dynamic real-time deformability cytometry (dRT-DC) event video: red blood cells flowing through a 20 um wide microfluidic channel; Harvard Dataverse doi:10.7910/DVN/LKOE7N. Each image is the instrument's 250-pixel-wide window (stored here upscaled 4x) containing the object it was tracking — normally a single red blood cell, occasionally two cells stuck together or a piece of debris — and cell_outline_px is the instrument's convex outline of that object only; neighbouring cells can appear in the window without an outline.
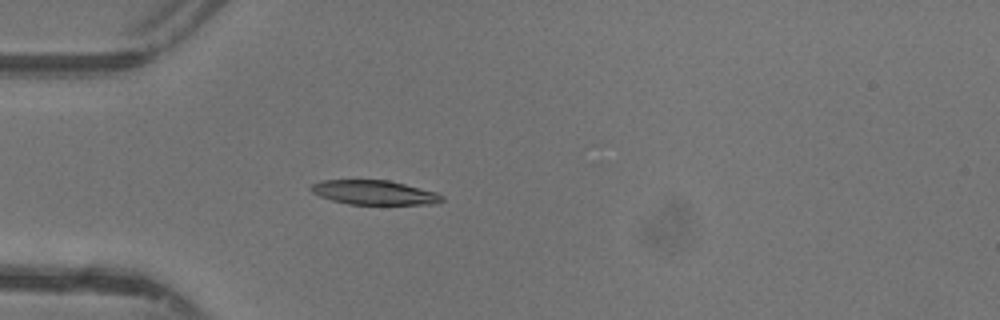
{"species": "common noctule bat (a hibernating species)", "species_latin": "Nyctalus noctula", "temperature_condition": "warm", "stored_images_in_passage": 34, "camera_frame_rate_fps": 3000, "um_per_image_px": 0.085, "animal": {"sex": "female"}, "frame": {"image": 1, "passage_image": 1, "time_ms": 0.0, "image_size_px": [1000, 320], "cell_outline_px": [[444, 200], [436, 204], [348, 204], [332, 200], [320, 196], [312, 192], [308, 188], [312, 184], [320, 180], [388, 180], [436, 192], [444, 196]], "centroid_in_image_um": [31.8, 16.36], "position_along_channel_um": 53.2, "area_um2": 18.55}}
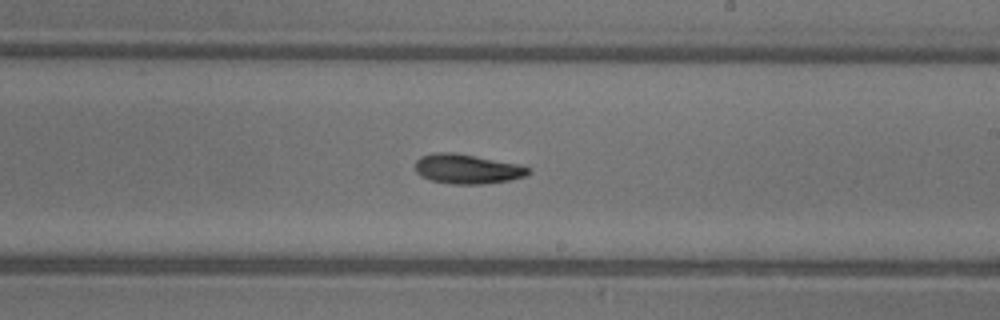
{"frame": {"image": 2, "passage_image": 15, "time_ms": 4.667, "image_size_px": [1000, 320], "cell_outline_px": [[532, 172], [528, 176], [512, 180], [484, 184], [452, 184], [432, 180], [420, 176], [416, 172], [416, 160], [420, 156], [432, 152], [452, 152], [476, 156], [520, 164], [532, 168]], "centroid_in_image_um": [39.77, 14.36], "position_along_channel_um": 249.2, "area_um2": 19.88}}
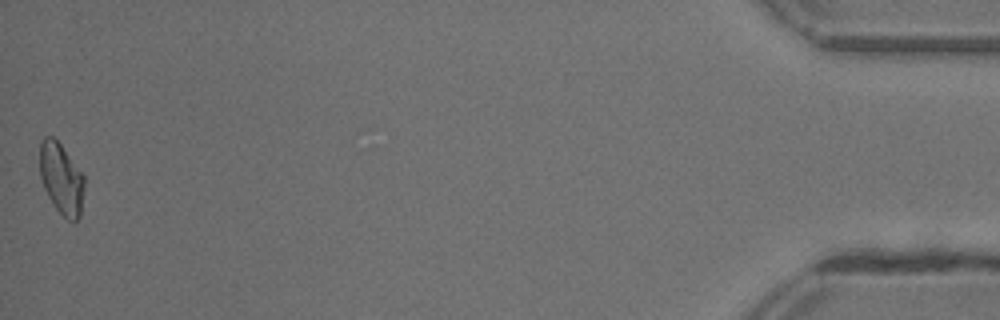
{"frame": {"image": 3, "passage_image": 34, "time_ms": 11.0, "image_size_px": [1000, 320], "cell_outline_px": [[84, 184], [80, 216], [76, 220], [68, 220], [56, 208], [48, 196], [44, 188], [40, 176], [40, 140], [44, 136], [52, 136], [60, 144], [84, 176]], "centroid_in_image_um": [5.19, 15.17], "position_along_channel_um": 430.0, "area_um2": 18.15}, "authors_computed_cell_mechanics": {"area_um2": 18.7272, "velocity_mm_per_s": 4.4038, "shape_relaxation_time_tau1_ms": 6.4659, "shape_relaxation_time_tau2_ms": 4.0164, "deformation_change_tau1": 0.1779, "deformation_change_tau2": 0.1006}}